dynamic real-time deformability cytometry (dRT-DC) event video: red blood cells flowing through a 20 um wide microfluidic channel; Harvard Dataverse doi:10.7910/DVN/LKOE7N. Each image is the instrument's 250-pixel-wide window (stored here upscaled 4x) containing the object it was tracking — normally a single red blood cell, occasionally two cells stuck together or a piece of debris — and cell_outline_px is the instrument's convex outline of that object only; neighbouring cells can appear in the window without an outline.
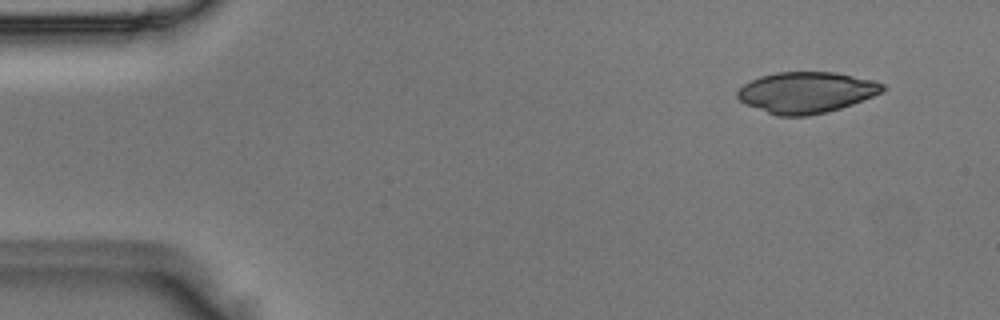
{"species": "Egyptian fruit bat (a non-hibernating species)", "species_latin": "Rousettus aegyptiacus", "temperature_condition": "room temperature", "stored_images_in_passage": 5, "segment_of_instrument_passage": [1, 2], "camera_frame_rate_fps": 3000, "um_per_image_px": 0.085, "animal": {"sex": "male"}, "frame": {"image": 1, "passage_image": 1, "time_ms": 0.0, "image_size_px": [1000, 320], "cell_outline_px": [[888, 88], [872, 96], [852, 104], [828, 112], [808, 116], [780, 116], [744, 104], [736, 96], [736, 92], [744, 84], [760, 76], [776, 72], [836, 72], [872, 80], [884, 84]], "centroid_in_image_um": [68.53, 7.85], "position_along_channel_um": 16.5, "area_um2": 34.68}}